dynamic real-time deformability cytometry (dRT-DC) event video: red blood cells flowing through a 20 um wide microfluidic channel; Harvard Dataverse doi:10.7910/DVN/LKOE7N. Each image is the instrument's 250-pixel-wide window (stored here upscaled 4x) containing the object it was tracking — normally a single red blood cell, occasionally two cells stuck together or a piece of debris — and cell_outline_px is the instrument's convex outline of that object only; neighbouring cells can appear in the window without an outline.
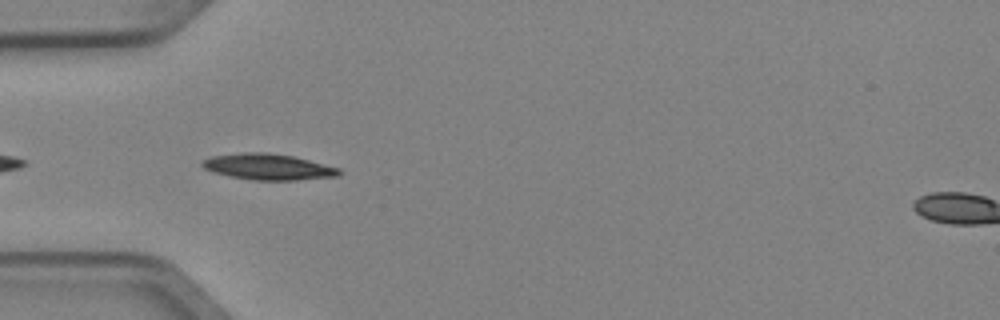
{"species": "Egyptian fruit bat (a non-hibernating species)", "species_latin": "Rousettus aegyptiacus", "temperature_condition": "cold", "stored_images_in_passage": 6, "segment_of_instrument_passage": [2, 2], "camera_frame_rate_fps": 3000, "um_per_image_px": 0.085, "animal": {"sex": "female"}, "frame": {"image": 1, "passage_image": 4, "time_ms": 1.0, "image_size_px": [1000, 320], "cell_outline_px": [[344, 172], [340, 176], [296, 180], [252, 180], [232, 176], [216, 172], [204, 168], [200, 164], [204, 160], [212, 156], [244, 152], [268, 152], [292, 156], [340, 168]], "centroid_in_image_um": [22.85, 14.18], "position_along_channel_um": 62.1, "area_um2": 20.63}}
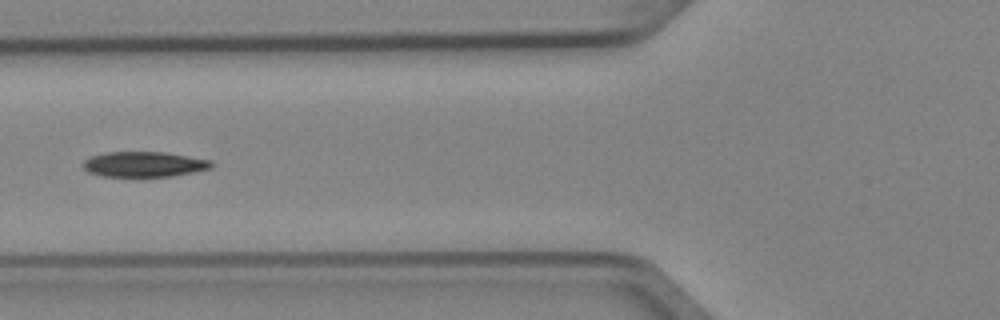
{"frame": {"image": 2, "passage_image": 5, "time_ms": 1.333, "image_size_px": [1000, 320], "cell_outline_px": [[212, 168], [172, 176], [100, 176], [88, 172], [84, 168], [84, 160], [92, 156], [104, 152], [164, 152], [212, 160]], "centroid_in_image_um": [12.24, 13.96], "position_along_channel_um": 113.6, "area_um2": 18.79}}